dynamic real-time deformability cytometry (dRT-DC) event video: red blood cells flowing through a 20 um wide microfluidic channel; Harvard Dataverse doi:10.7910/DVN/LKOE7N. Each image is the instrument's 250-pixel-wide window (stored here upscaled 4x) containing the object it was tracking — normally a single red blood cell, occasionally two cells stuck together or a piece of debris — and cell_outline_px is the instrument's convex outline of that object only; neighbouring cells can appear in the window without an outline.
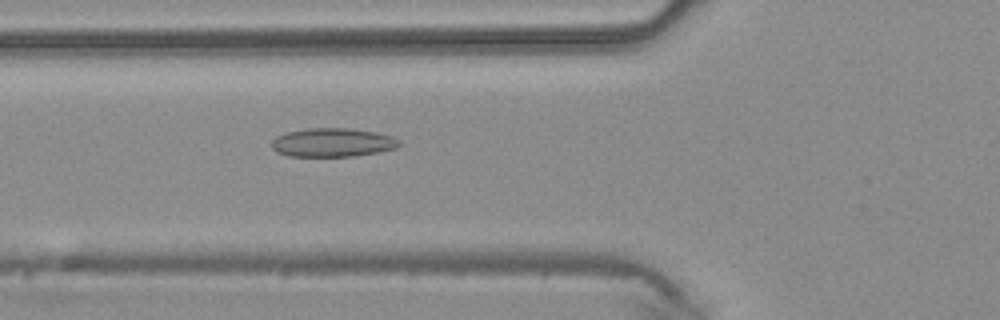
{"species": "common noctule bat (a hibernating species)", "species_latin": "Nyctalus noctula", "temperature_condition": "warm", "stored_images_in_passage": 29, "camera_frame_rate_fps": 3000, "um_per_image_px": 0.085, "animal": {"sex": "male", "body_mass_g": 20.4}, "frame": {"image": 1, "passage_image": 4, "time_ms": 1.0, "image_size_px": [1000, 320], "cell_outline_px": [[400, 144], [396, 148], [376, 152], [352, 156], [288, 156], [276, 152], [272, 148], [272, 140], [276, 136], [284, 132], [308, 128], [348, 128], [376, 132], [392, 136], [400, 140]], "centroid_in_image_um": [28.24, 12.1], "position_along_channel_um": 97.6, "area_um2": 21.39}}
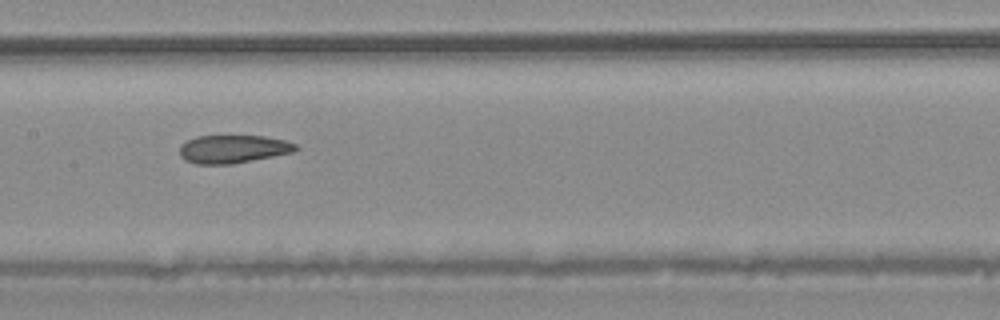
{"frame": {"image": 2, "passage_image": 10, "time_ms": 3.0, "image_size_px": [1000, 320], "cell_outline_px": [[300, 148], [292, 152], [232, 164], [196, 164], [184, 160], [180, 156], [180, 144], [196, 136], [264, 136], [284, 140], [296, 144]], "centroid_in_image_um": [19.78, 12.67], "position_along_channel_um": 187.6, "area_um2": 18.96}}
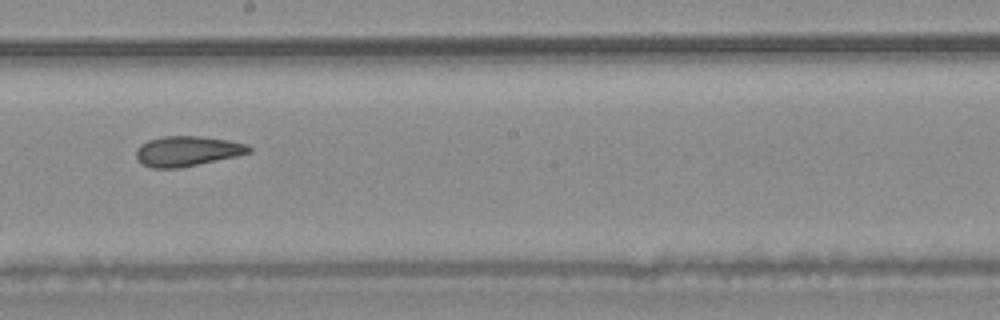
{"frame": {"image": 3, "passage_image": 13, "time_ms": 4.0, "image_size_px": [1000, 320], "cell_outline_px": [[252, 152], [236, 156], [180, 168], [152, 168], [140, 164], [136, 160], [136, 148], [140, 144], [148, 140], [164, 136], [200, 136], [228, 140], [248, 144], [252, 148]], "centroid_in_image_um": [15.89, 12.85], "position_along_channel_um": 232.3, "area_um2": 20.0}}